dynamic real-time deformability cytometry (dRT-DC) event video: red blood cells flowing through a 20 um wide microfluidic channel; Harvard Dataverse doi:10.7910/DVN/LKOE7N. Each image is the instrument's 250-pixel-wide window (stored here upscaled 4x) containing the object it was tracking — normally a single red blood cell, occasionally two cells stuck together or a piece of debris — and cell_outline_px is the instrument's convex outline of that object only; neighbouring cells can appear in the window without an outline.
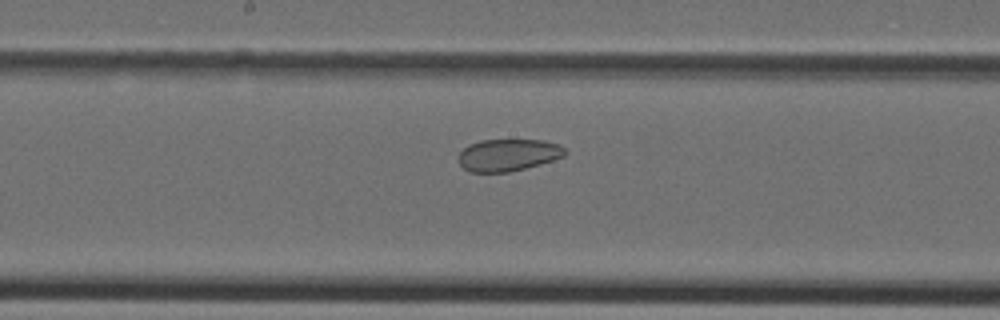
{"species": "Egyptian fruit bat (a non-hibernating species)", "species_latin": "Rousettus aegyptiacus", "temperature_condition": "cold", "stored_images_in_passage": 39, "camera_frame_rate_fps": 3000, "um_per_image_px": 0.085, "animal": {"sex": "female"}, "frame": {"image": 1, "passage_image": 21, "time_ms": 6.667, "image_size_px": [1000, 320], "cell_outline_px": [[568, 152], [564, 156], [540, 164], [508, 172], [468, 172], [460, 164], [460, 152], [464, 148], [480, 140], [544, 140], [560, 144]], "centroid_in_image_um": [43.22, 13.17], "position_along_channel_um": 205.0, "area_um2": 19.77}}
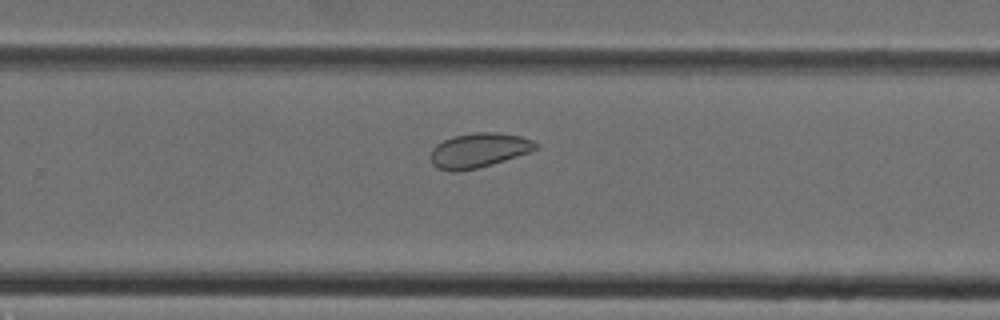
{"frame": {"image": 2, "passage_image": 26, "time_ms": 8.333, "image_size_px": [1000, 320], "cell_outline_px": [[540, 144], [536, 148], [528, 152], [492, 164], [460, 172], [452, 172], [436, 168], [432, 164], [432, 148], [436, 144], [452, 136], [476, 132], [496, 132], [520, 136], [532, 140]], "centroid_in_image_um": [40.67, 12.78], "position_along_channel_um": 289.1, "area_um2": 21.1}}
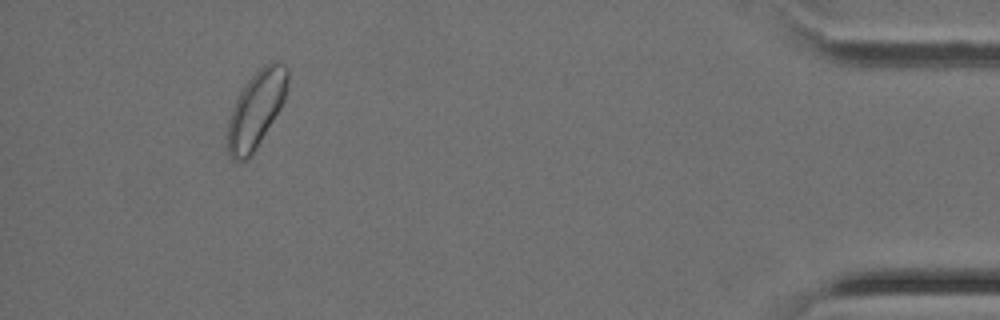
{"frame": {"image": 3, "passage_image": 37, "time_ms": 12.0, "image_size_px": [1000, 320], "cell_outline_px": [[288, 80], [284, 100], [280, 108], [252, 156], [244, 160], [232, 160], [228, 152], [228, 120], [232, 108], [240, 88], [264, 64], [272, 60], [276, 60], [284, 64], [288, 68]], "centroid_in_image_um": [21.77, 9.27], "position_along_channel_um": 413.4, "area_um2": 26.88}}